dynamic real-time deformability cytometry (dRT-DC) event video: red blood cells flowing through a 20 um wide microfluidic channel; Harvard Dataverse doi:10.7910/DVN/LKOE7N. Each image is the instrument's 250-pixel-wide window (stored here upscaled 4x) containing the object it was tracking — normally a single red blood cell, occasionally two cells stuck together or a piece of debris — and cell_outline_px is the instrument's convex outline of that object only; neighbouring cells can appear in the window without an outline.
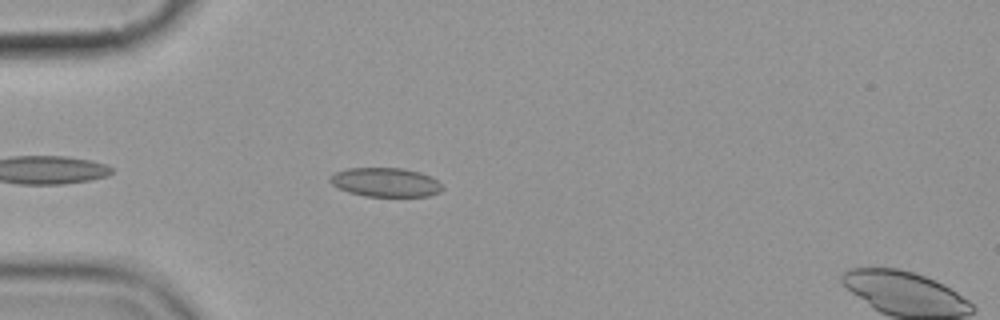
{"species": "common noctule bat (a hibernating species)", "species_latin": "Nyctalus noctula", "temperature_condition": "cold", "stored_images_in_passage": 5, "segment_of_instrument_passage": [1, 2], "camera_frame_rate_fps": 3000, "um_per_image_px": 0.085, "animal": {"sex": "female", "body_mass_g": 19.9}, "frame": {"image": 1, "passage_image": 4, "time_ms": 3.667, "image_size_px": [1000, 320], "cell_outline_px": [[444, 188], [440, 192], [428, 196], [364, 196], [348, 192], [332, 184], [328, 180], [328, 176], [336, 172], [348, 168], [404, 168], [420, 172], [436, 180]], "centroid_in_image_um": [32.75, 15.49], "position_along_channel_um": 52.3, "area_um2": 18.96}}